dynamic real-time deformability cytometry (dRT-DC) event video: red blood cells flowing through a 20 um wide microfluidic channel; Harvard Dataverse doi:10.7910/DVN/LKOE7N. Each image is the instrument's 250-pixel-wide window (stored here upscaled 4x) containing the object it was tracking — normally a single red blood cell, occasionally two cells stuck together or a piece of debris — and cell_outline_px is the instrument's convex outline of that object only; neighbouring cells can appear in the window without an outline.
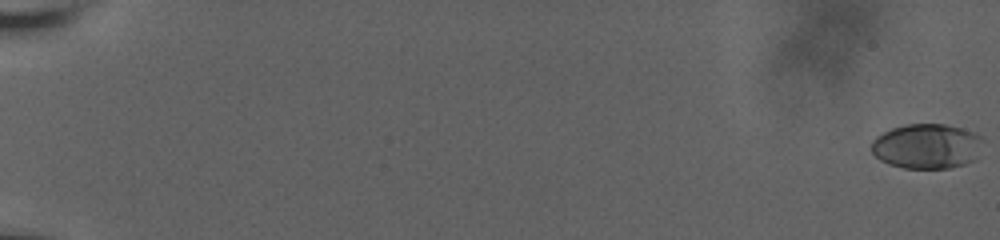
{"species": "human", "species_latin": "Homo sapiens", "temperature_condition": "room temperature", "stored_images_in_passage": 19, "camera_frame_rate_fps": 3000, "um_per_image_px": 0.085, "donor": {"sex": "male"}, "frame": {"image": 1, "passage_image": 1, "time_ms": 0.0, "image_size_px": [1000, 240], "cell_outline_px": [[984, 140], [976, 160], [964, 164], [948, 168], [904, 168], [888, 164], [880, 160], [872, 152], [872, 140], [876, 136], [892, 128], [904, 124], [944, 124], [960, 128], [972, 132], [980, 136]], "centroid_in_image_um": [78.79, 12.43], "position_along_channel_um": 6.2, "area_um2": 29.3}}
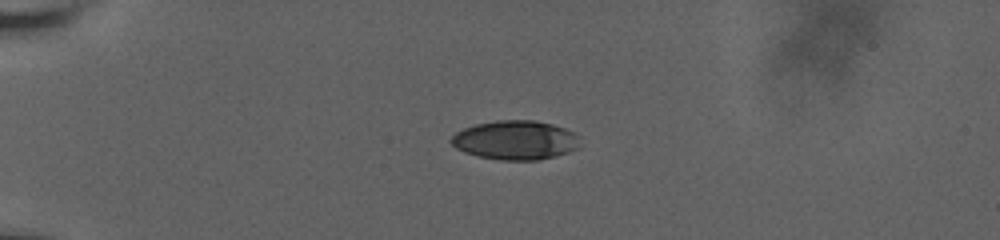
{"frame": {"image": 2, "passage_image": 11, "time_ms": 6.0, "image_size_px": [1000, 240], "cell_outline_px": [[580, 148], [556, 156], [540, 160], [500, 160], [476, 156], [464, 152], [456, 148], [448, 140], [456, 132], [464, 128], [476, 124], [496, 120], [536, 120], [552, 124], [576, 132], [580, 136]], "centroid_in_image_um": [43.84, 11.91], "position_along_channel_um": 41.2, "area_um2": 29.82}}
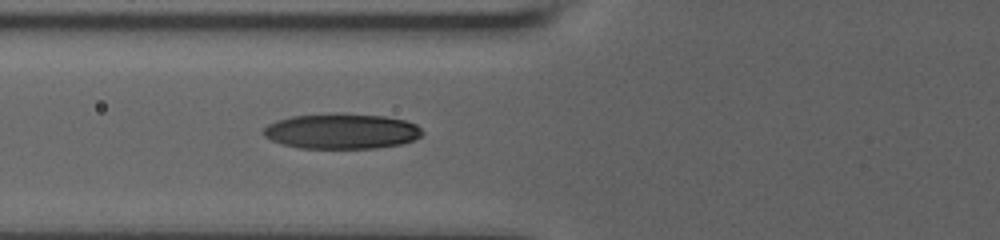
{"frame": {"image": 3, "passage_image": 19, "time_ms": 9.0, "image_size_px": [1000, 240], "cell_outline_px": [[424, 132], [420, 136], [404, 144], [376, 148], [300, 148], [284, 144], [272, 140], [264, 136], [264, 128], [268, 124], [276, 120], [292, 116], [384, 116], [404, 120], [416, 124]], "centroid_in_image_um": [29.06, 11.2], "position_along_channel_um": 96.7, "area_um2": 31.56}}